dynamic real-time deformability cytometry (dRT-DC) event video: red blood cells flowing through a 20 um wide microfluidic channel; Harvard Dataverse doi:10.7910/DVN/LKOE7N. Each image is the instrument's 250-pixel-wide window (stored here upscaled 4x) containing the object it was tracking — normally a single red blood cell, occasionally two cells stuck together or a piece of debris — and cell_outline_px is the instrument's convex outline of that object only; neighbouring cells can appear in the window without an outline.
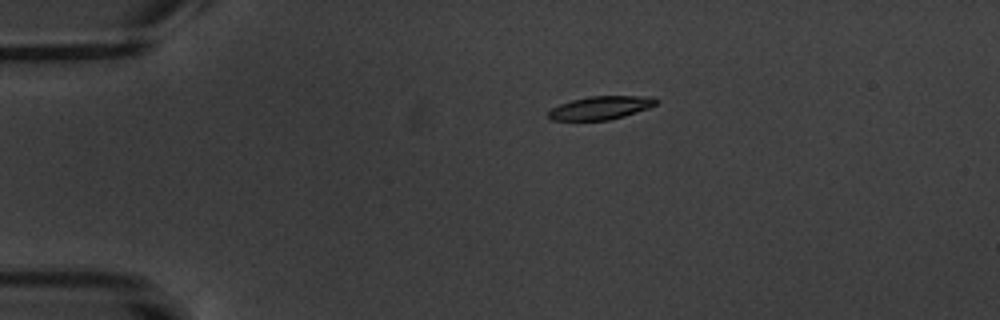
{"species": "common noctule bat (a hibernating species)", "species_latin": "Nyctalus noctula", "temperature_condition": "warm", "stored_images_in_passage": 5, "camera_frame_rate_fps": 3000, "um_per_image_px": 0.085, "animal": {"sex": "male", "body_mass_g": 20.1, "forearm_length_mm": 53.5}, "frame": {"image": 1, "passage_image": 3, "time_ms": 3.333, "image_size_px": [1000, 320], "cell_outline_px": [[660, 100], [656, 104], [648, 108], [624, 116], [608, 120], [552, 120], [548, 116], [548, 112], [552, 108], [560, 104], [572, 100], [588, 96], [652, 96]], "centroid_in_image_um": [51.08, 9.15], "position_along_channel_um": 33.9, "area_um2": 14.57}}
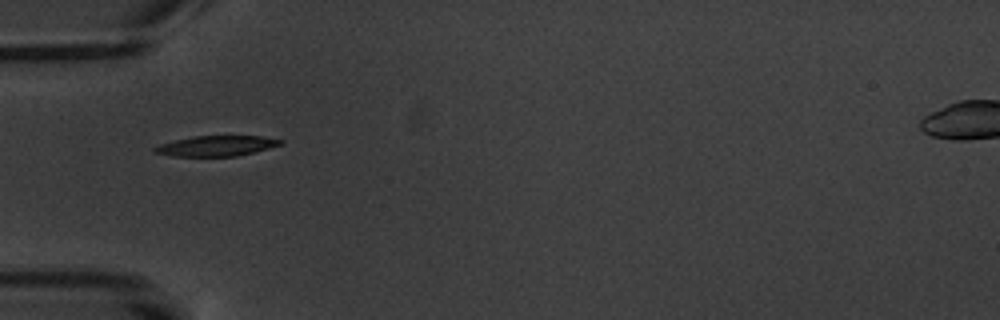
{"frame": {"image": 2, "passage_image": 5, "time_ms": 5.667, "image_size_px": [1000, 320], "cell_outline_px": [[284, 144], [236, 156], [172, 156], [152, 152], [152, 148], [160, 144], [192, 136], [260, 136], [284, 140]], "centroid_in_image_um": [18.37, 12.4], "position_along_channel_um": 66.6, "area_um2": 14.85}}